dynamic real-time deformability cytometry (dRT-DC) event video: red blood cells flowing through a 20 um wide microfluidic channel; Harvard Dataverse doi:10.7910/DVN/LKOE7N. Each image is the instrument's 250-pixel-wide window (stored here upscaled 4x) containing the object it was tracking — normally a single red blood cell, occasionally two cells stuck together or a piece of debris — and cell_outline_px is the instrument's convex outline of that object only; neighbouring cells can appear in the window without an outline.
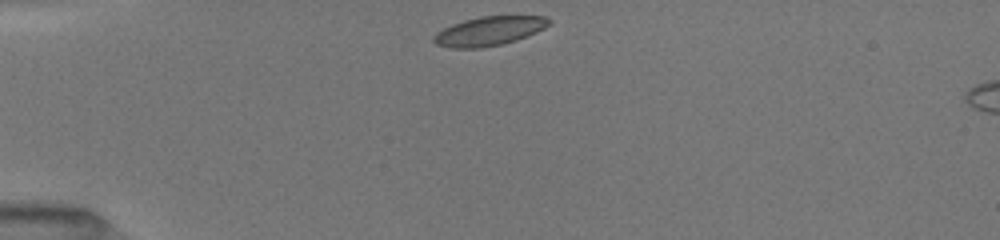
{"species": "common noctule bat (a hibernating species)", "species_latin": "Nyctalus noctula", "temperature_condition": "room temperature", "stored_images_in_passage": 39, "camera_frame_rate_fps": 3000, "um_per_image_px": 0.085, "animal": {"sex": "female", "body_mass_g": 19.5, "forearm_length_mm": 54.1}, "frame": {"image": 1, "passage_image": 1, "time_ms": 0.0, "image_size_px": [1000, 240], "cell_outline_px": [[552, 20], [544, 28], [536, 32], [516, 40], [500, 44], [480, 48], [448, 48], [436, 44], [432, 40], [432, 36], [436, 32], [452, 24], [464, 20], [480, 16], [548, 16]], "centroid_in_image_um": [41.54, 2.64], "position_along_channel_um": 43.5, "area_um2": 19.54}}
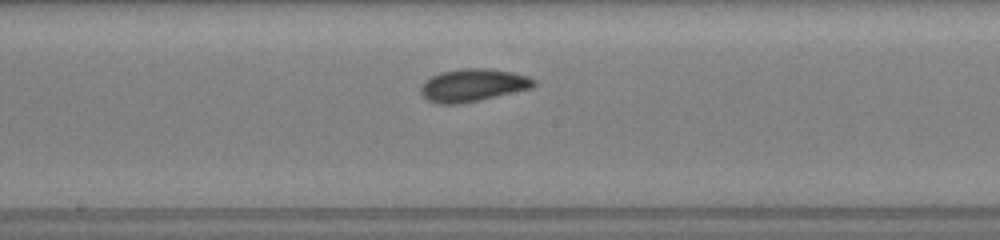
{"frame": {"image": 2, "passage_image": 16, "time_ms": 5.0, "image_size_px": [1000, 240], "cell_outline_px": [[536, 84], [532, 88], [480, 100], [460, 104], [440, 104], [428, 100], [420, 92], [420, 88], [424, 80], [440, 72], [456, 68], [492, 68], [512, 72], [528, 76], [536, 80]], "centroid_in_image_um": [40.2, 7.23], "position_along_channel_um": 208.0, "area_um2": 21.79}}
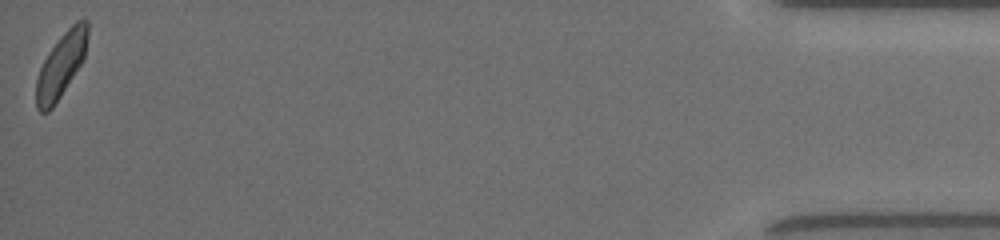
{"frame": {"image": 3, "passage_image": 39, "time_ms": 12.667, "image_size_px": [1000, 240], "cell_outline_px": [[88, 36], [84, 60], [52, 108], [48, 112], [40, 112], [36, 108], [36, 80], [40, 68], [48, 52], [60, 36], [76, 20], [88, 20]], "centroid_in_image_um": [5.2, 5.53], "position_along_channel_um": 430.0, "area_um2": 19.25}, "authors_computed_cell_mechanics": {"area_um2": 19.9988, "velocity_mm_per_s": 4.0028, "shape_relaxation_time_tau1_ms": 2.9711, "shape_relaxation_time_tau2_ms": 1.953, "deformation_change_tau1": 0.0983, "deformation_change_tau2": 0.0736}}